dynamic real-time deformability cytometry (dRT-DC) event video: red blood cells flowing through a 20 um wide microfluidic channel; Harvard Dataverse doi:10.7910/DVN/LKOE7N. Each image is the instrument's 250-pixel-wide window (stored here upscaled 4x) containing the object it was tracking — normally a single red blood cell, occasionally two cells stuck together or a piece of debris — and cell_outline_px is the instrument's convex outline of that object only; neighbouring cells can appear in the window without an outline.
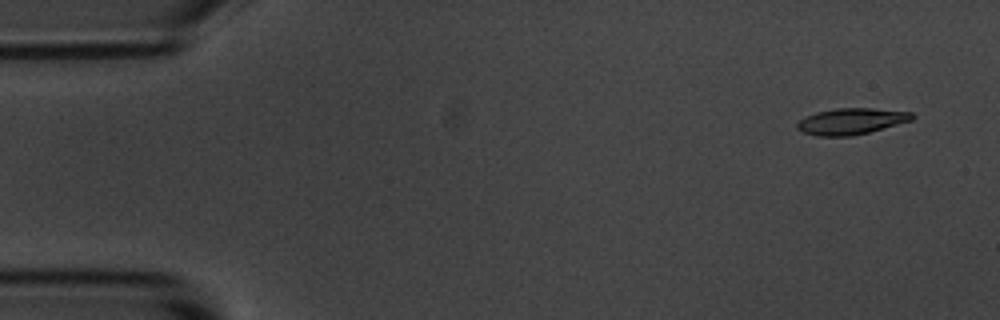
{"species": "common noctule bat (a hibernating species)", "species_latin": "Nyctalus noctula", "temperature_condition": "room temperature", "stored_images_in_passage": 5, "camera_frame_rate_fps": 3000, "um_per_image_px": 0.085, "animal": {"sex": "male", "body_mass_g": 20.1, "forearm_length_mm": 53.5}, "frame": {"image": 1, "passage_image": 1, "time_ms": 0.0, "image_size_px": [1000, 320], "cell_outline_px": [[916, 116], [912, 120], [868, 132], [852, 136], [816, 136], [804, 132], [796, 128], [796, 124], [800, 120], [816, 112], [836, 108], [872, 108], [912, 112]], "centroid_in_image_um": [72.36, 10.3], "position_along_channel_um": 12.6, "area_um2": 17.46}}
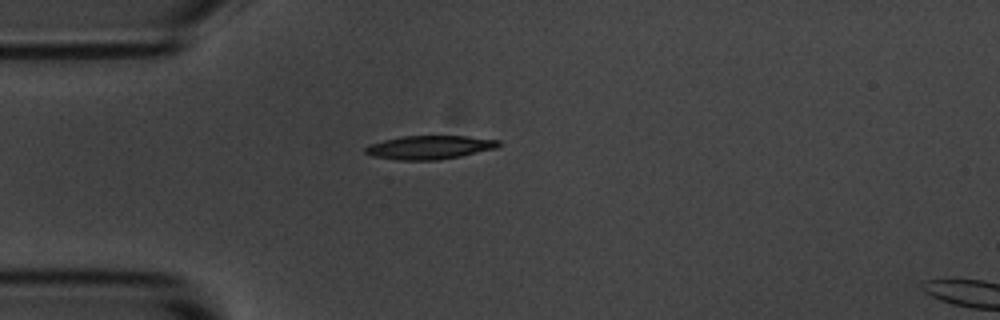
{"frame": {"image": 2, "passage_image": 4, "time_ms": 3.667, "image_size_px": [1000, 320], "cell_outline_px": [[500, 144], [496, 148], [460, 156], [436, 160], [396, 160], [372, 156], [364, 152], [364, 148], [368, 144], [400, 136], [468, 136], [500, 140]], "centroid_in_image_um": [36.47, 12.52], "position_along_channel_um": 48.5, "area_um2": 18.38}}